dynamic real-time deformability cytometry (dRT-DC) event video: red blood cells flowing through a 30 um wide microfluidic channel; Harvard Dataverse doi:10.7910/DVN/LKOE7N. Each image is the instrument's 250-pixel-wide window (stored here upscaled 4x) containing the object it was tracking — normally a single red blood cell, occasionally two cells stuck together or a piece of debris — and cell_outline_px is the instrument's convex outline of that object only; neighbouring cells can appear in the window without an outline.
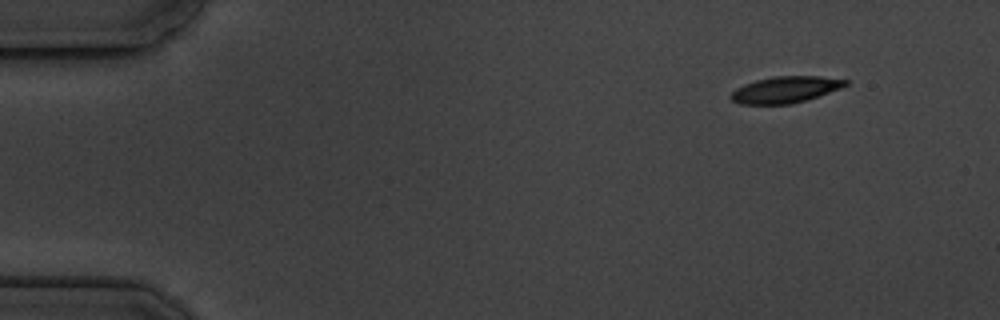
{"species": "common noctule bat (a hibernating species)", "species_latin": "Nyctalus noctula", "temperature_condition": "cold", "stored_images_in_passage": 4, "camera_frame_rate_fps": 3000, "um_per_image_px": 0.085, "animal": {"sex": "male", "body_mass_g": 19.5, "forearm_length_mm": 54.6}, "frame": {"image": 1, "passage_image": 1, "time_ms": 0.0, "image_size_px": [1000, 320], "cell_outline_px": [[848, 84], [840, 88], [792, 104], [740, 104], [732, 100], [728, 96], [736, 88], [744, 84], [756, 80], [772, 76], [820, 76], [848, 80]], "centroid_in_image_um": [66.71, 7.61], "position_along_channel_um": 18.3, "area_um2": 17.51}}
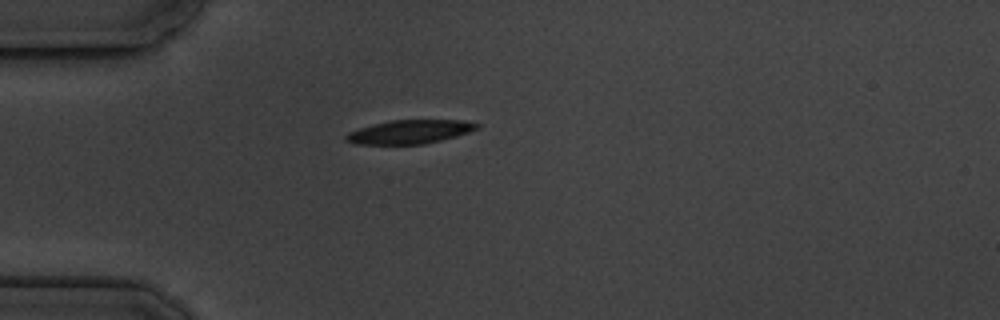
{"frame": {"image": 2, "passage_image": 4, "time_ms": 3.333, "image_size_px": [1000, 320], "cell_outline_px": [[480, 124], [476, 128], [468, 132], [456, 136], [424, 144], [356, 144], [344, 140], [344, 136], [348, 132], [372, 124], [392, 120], [460, 120]], "centroid_in_image_um": [34.77, 11.2], "position_along_channel_um": 50.2, "area_um2": 17.92}}